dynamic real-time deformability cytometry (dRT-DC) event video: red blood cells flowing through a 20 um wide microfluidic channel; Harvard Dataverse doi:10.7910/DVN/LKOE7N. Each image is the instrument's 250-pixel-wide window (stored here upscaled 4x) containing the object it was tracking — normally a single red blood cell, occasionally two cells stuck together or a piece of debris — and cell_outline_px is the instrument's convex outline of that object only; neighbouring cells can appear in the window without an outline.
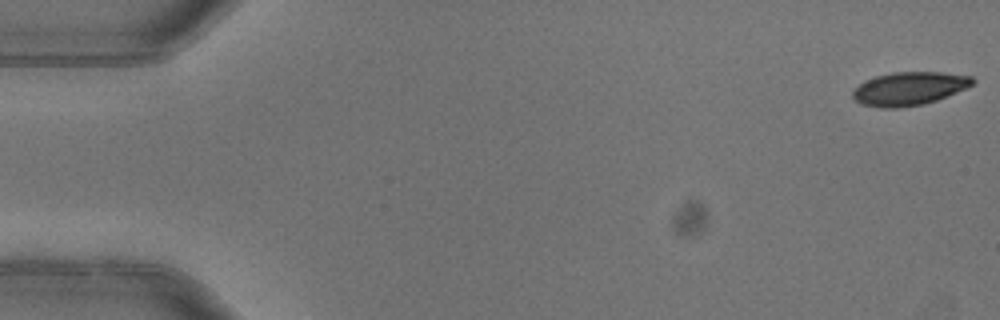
{"species": "common noctule bat (a hibernating species)", "species_latin": "Nyctalus noctula", "temperature_condition": "warm", "stored_images_in_passage": 5, "camera_frame_rate_fps": 3000, "um_per_image_px": 0.085, "animal": {"sex": "female"}, "frame": {"image": 1, "passage_image": 1, "time_ms": 0.0, "image_size_px": [1000, 320], "cell_outline_px": [[976, 80], [968, 88], [936, 100], [924, 104], [900, 108], [880, 108], [860, 104], [852, 96], [852, 92], [864, 80], [876, 76], [892, 72], [940, 72], [972, 76]], "centroid_in_image_um": [77.28, 7.53], "position_along_channel_um": 7.7, "area_um2": 23.41}}
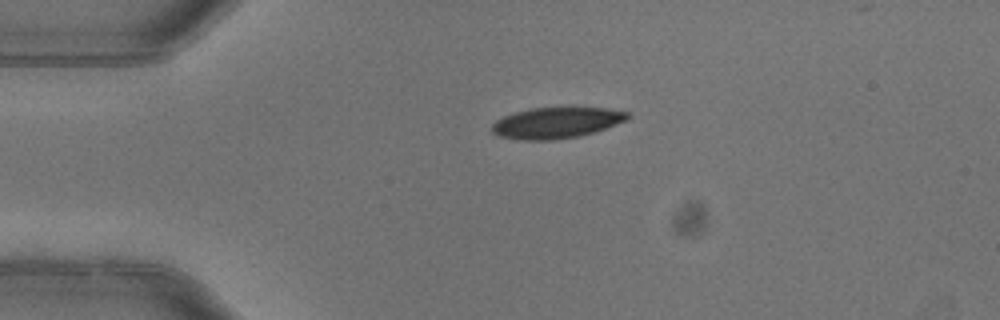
{"frame": {"image": 2, "passage_image": 4, "time_ms": 1.0, "image_size_px": [1000, 320], "cell_outline_px": [[628, 120], [596, 132], [580, 136], [556, 140], [524, 140], [500, 136], [492, 132], [492, 124], [496, 120], [504, 116], [516, 112], [532, 108], [604, 108], [628, 112]], "centroid_in_image_um": [47.31, 10.45], "position_along_channel_um": 37.7, "area_um2": 24.39}}